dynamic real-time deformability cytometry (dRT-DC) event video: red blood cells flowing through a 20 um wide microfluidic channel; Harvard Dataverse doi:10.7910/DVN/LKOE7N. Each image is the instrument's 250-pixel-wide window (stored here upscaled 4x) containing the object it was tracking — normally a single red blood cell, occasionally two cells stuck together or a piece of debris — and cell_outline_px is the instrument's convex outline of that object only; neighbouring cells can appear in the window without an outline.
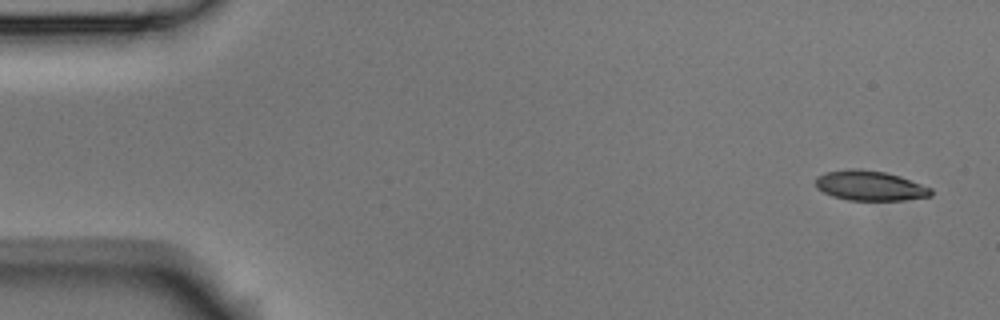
{"species": "Egyptian fruit bat (a non-hibernating species)", "species_latin": "Rousettus aegyptiacus", "temperature_condition": "room temperature", "stored_images_in_passage": 4, "camera_frame_rate_fps": 3000, "um_per_image_px": 0.085, "animal": {"sex": "male"}, "frame": {"image": 1, "passage_image": 1, "time_ms": 0.0, "image_size_px": [1000, 320], "cell_outline_px": [[932, 196], [904, 200], [848, 200], [832, 196], [816, 188], [816, 176], [824, 172], [848, 168], [860, 168], [884, 172], [900, 176], [932, 188]], "centroid_in_image_um": [73.92, 15.77], "position_along_channel_um": 11.1, "area_um2": 20.29}}